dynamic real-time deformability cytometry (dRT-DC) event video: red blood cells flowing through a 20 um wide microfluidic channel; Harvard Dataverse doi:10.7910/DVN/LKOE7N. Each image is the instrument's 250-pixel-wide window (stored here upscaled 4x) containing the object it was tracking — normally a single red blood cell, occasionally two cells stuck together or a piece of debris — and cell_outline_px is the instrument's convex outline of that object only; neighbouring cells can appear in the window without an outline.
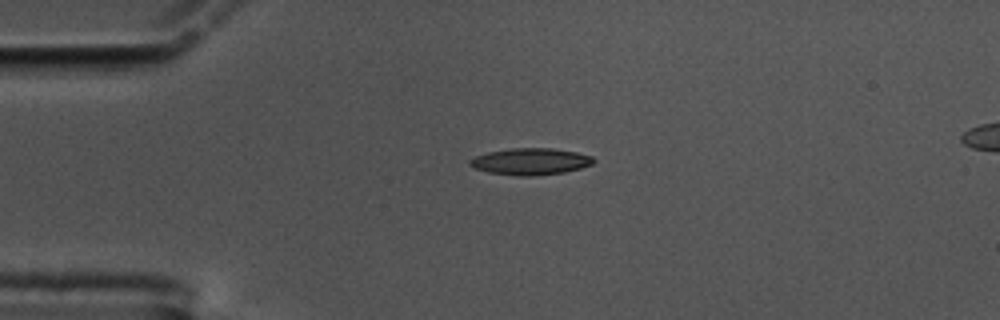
{"species": "common noctule bat (a hibernating species)", "species_latin": "Nyctalus noctula", "temperature_condition": "cold", "stored_images_in_passage": 45, "camera_frame_rate_fps": 3000, "um_per_image_px": 0.085, "animal": {"sex": "male", "body_mass_g": 17.5, "forearm_length_mm": 52.3}, "frame": {"image": 1, "passage_image": 1, "time_ms": 0.0, "image_size_px": [1000, 320], "cell_outline_px": [[596, 160], [592, 164], [580, 168], [564, 172], [532, 176], [520, 176], [488, 172], [476, 168], [468, 164], [468, 160], [476, 156], [488, 152], [512, 148], [552, 148], [576, 152], [592, 156]], "centroid_in_image_um": [45.1, 13.72], "position_along_channel_um": 39.9, "area_um2": 19.13}}
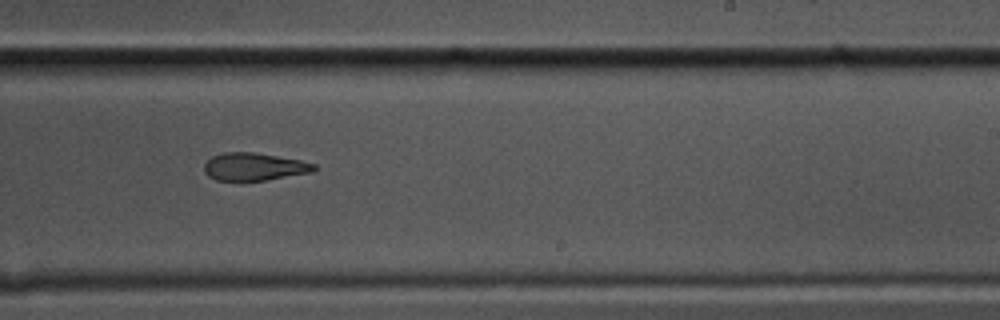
{"frame": {"image": 2, "passage_image": 23, "time_ms": 7.333, "image_size_px": [1000, 320], "cell_outline_px": [[316, 168], [312, 172], [264, 180], [216, 180], [208, 176], [204, 172], [204, 164], [212, 156], [224, 152], [252, 152], [300, 160], [316, 164]], "centroid_in_image_um": [21.58, 14.16], "position_along_channel_um": 267.4, "area_um2": 17.51}}
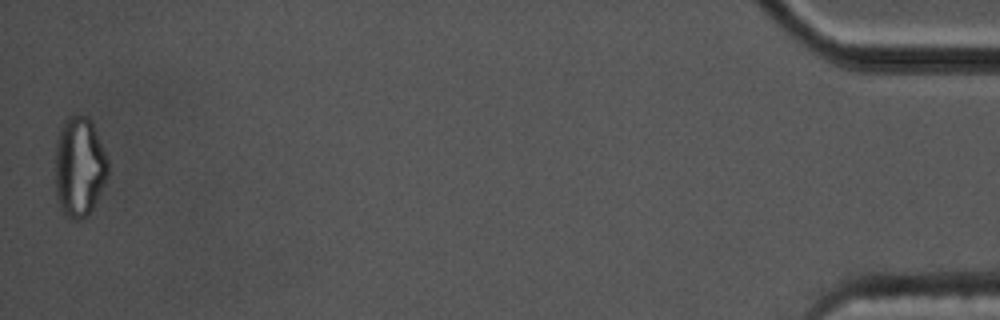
{"frame": {"image": 3, "passage_image": 45, "time_ms": 14.667, "image_size_px": [1000, 320], "cell_outline_px": [[108, 172], [96, 200], [92, 208], [84, 216], [76, 220], [72, 220], [60, 208], [56, 196], [56, 140], [60, 128], [64, 120], [68, 116], [88, 116], [92, 120], [108, 160]], "centroid_in_image_um": [6.73, 14.13], "position_along_channel_um": 428.5, "area_um2": 30.4}, "authors_computed_cell_mechanics": {"area_um2": 19.363, "velocity_mm_per_s": 3.4623, "shape_relaxation_time_tau1_ms": null, "shape_relaxation_time_tau2_ms": 9.232, "deformation_change_tau1": null, "deformation_change_tau2": 0.1988}}